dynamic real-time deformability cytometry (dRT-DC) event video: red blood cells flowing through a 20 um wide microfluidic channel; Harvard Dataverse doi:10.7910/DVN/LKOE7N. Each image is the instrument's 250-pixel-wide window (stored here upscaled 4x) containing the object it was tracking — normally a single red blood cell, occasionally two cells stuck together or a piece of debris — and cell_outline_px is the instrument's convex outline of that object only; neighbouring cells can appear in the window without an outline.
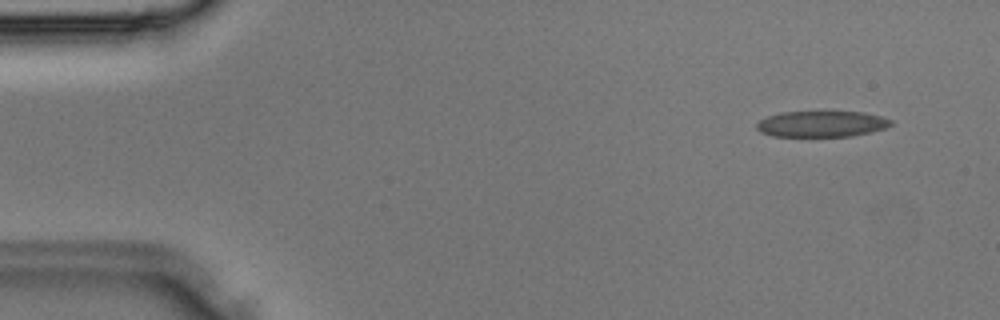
{"species": "Egyptian fruit bat (a non-hibernating species)", "species_latin": "Rousettus aegyptiacus", "temperature_condition": "room temperature", "stored_images_in_passage": 35, "camera_frame_rate_fps": 3000, "um_per_image_px": 0.085, "animal": {"sex": "male"}, "frame": {"image": 1, "passage_image": 3, "time_ms": 0.667, "image_size_px": [1000, 320], "cell_outline_px": [[892, 124], [884, 128], [872, 132], [852, 136], [772, 136], [760, 132], [756, 128], [756, 124], [760, 120], [768, 116], [780, 112], [864, 112], [880, 116], [892, 120]], "centroid_in_image_um": [69.83, 10.54], "position_along_channel_um": 15.2, "area_um2": 20.29}}
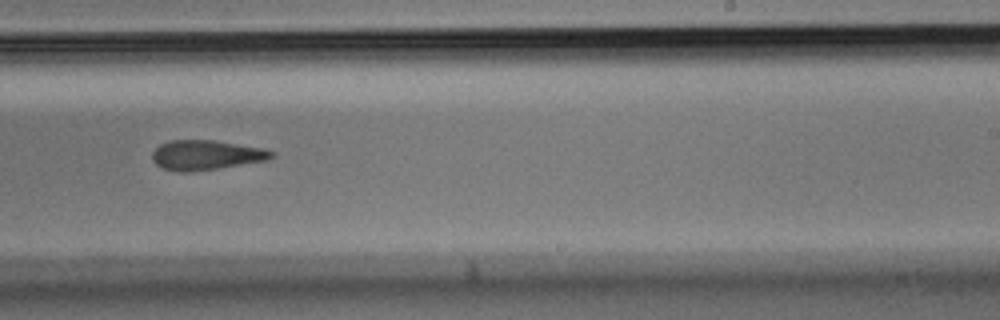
{"frame": {"image": 2, "passage_image": 22, "time_ms": 7.0, "image_size_px": [1000, 320], "cell_outline_px": [[276, 156], [268, 160], [220, 168], [188, 172], [180, 172], [160, 168], [152, 160], [152, 152], [160, 144], [168, 140], [212, 140], [264, 148], [276, 152]], "centroid_in_image_um": [17.53, 13.18], "position_along_channel_um": 271.5, "area_um2": 20.92}}
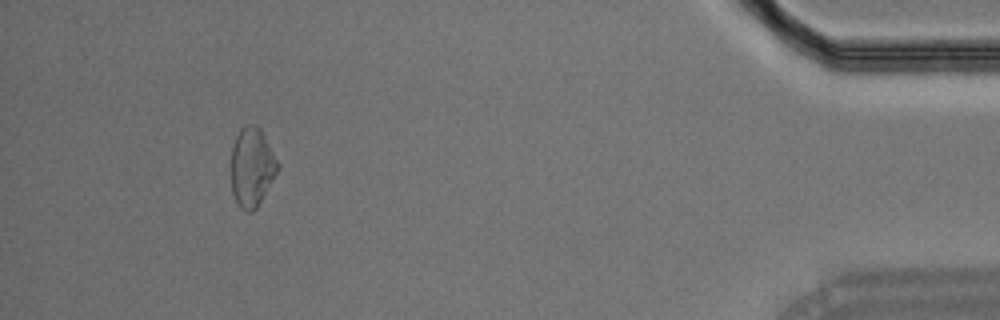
{"frame": {"image": 3, "passage_image": 33, "time_ms": 10.667, "image_size_px": [1000, 320], "cell_outline_px": [[280, 164], [276, 172], [256, 208], [252, 212], [248, 212], [240, 208], [232, 192], [232, 144], [240, 128], [248, 124], [256, 124], [260, 128]], "centroid_in_image_um": [21.4, 14.17], "position_along_channel_um": 413.8, "area_um2": 21.15}}